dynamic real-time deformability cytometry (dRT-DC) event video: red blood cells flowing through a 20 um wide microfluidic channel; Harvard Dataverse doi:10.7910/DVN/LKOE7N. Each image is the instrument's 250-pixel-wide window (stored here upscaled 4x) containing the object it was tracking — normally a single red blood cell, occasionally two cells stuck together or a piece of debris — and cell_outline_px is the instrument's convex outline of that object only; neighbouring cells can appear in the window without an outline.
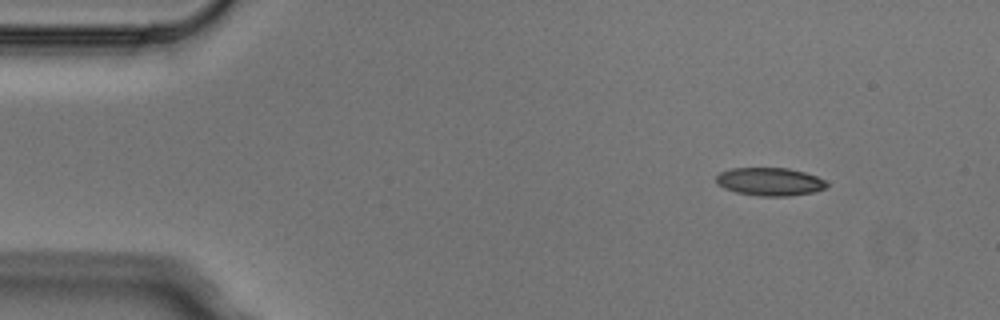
{"species": "Egyptian fruit bat (a non-hibernating species)", "species_latin": "Rousettus aegyptiacus", "temperature_condition": "cold", "stored_images_in_passage": 3, "camera_frame_rate_fps": 3000, "um_per_image_px": 0.085, "animal": {"sex": "male"}, "frame": {"image": 1, "passage_image": 1, "time_ms": 0.0, "image_size_px": [1000, 320], "cell_outline_px": [[828, 188], [816, 192], [788, 196], [760, 196], [736, 192], [724, 188], [716, 184], [716, 176], [720, 172], [732, 168], [788, 168], [804, 172], [816, 176], [824, 180], [828, 184]], "centroid_in_image_um": [65.45, 15.44], "position_along_channel_um": 19.6, "area_um2": 18.21}}
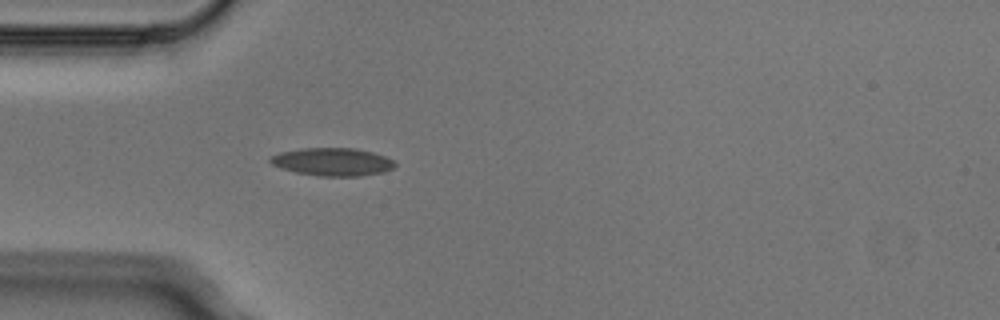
{"frame": {"image": 2, "passage_image": 3, "time_ms": 0.667, "image_size_px": [1000, 320], "cell_outline_px": [[396, 164], [392, 168], [384, 172], [360, 176], [320, 176], [296, 172], [280, 168], [272, 164], [268, 160], [272, 156], [280, 152], [300, 148], [352, 148], [372, 152], [384, 156], [392, 160]], "centroid_in_image_um": [28.24, 13.76], "position_along_channel_um": 56.8, "area_um2": 20.17}}